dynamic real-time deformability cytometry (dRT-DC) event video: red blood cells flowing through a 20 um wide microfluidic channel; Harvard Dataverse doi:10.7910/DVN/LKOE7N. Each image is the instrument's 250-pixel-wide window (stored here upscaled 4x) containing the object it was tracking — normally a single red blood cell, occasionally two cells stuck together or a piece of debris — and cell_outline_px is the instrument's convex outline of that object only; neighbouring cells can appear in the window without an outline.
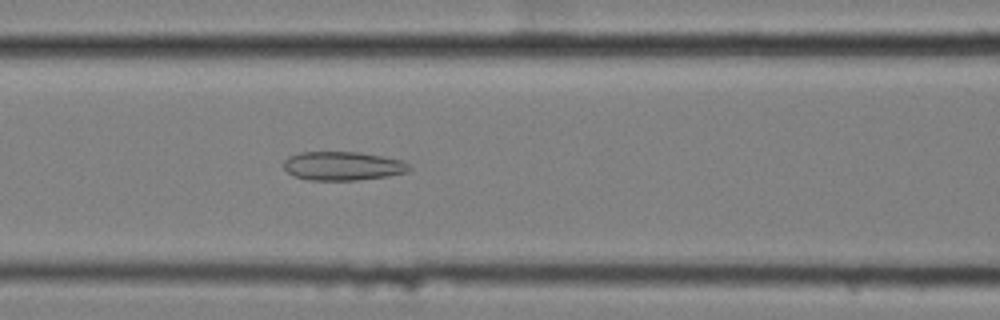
{"species": "common noctule bat (a hibernating species)", "species_latin": "Nyctalus noctula", "temperature_condition": "cold", "stored_images_in_passage": 57, "camera_frame_rate_fps": 3000, "um_per_image_px": 0.085, "animal": {"sex": "female", "body_mass_g": 25.1}, "frame": {"image": 1, "passage_image": 23, "time_ms": 7.333, "image_size_px": [1000, 320], "cell_outline_px": [[412, 168], [408, 172], [388, 176], [360, 180], [308, 180], [296, 176], [288, 172], [284, 168], [284, 160], [288, 156], [300, 152], [360, 152], [400, 160], [408, 164]], "centroid_in_image_um": [29.13, 14.11], "position_along_channel_um": 137.5, "area_um2": 21.04}}
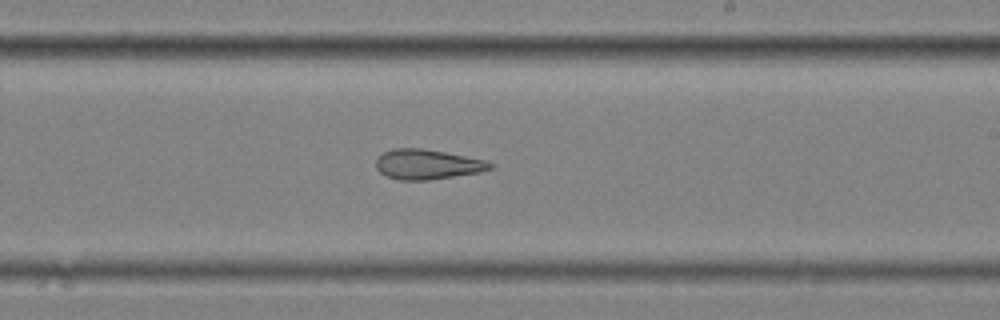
{"frame": {"image": 2, "passage_image": 33, "time_ms": 10.667, "image_size_px": [1000, 320], "cell_outline_px": [[496, 164], [492, 168], [480, 172], [428, 180], [400, 180], [388, 176], [380, 172], [376, 168], [376, 160], [384, 152], [392, 148], [420, 148], [444, 152], [484, 160]], "centroid_in_image_um": [36.32, 13.97], "position_along_channel_um": 252.7, "area_um2": 19.71}}
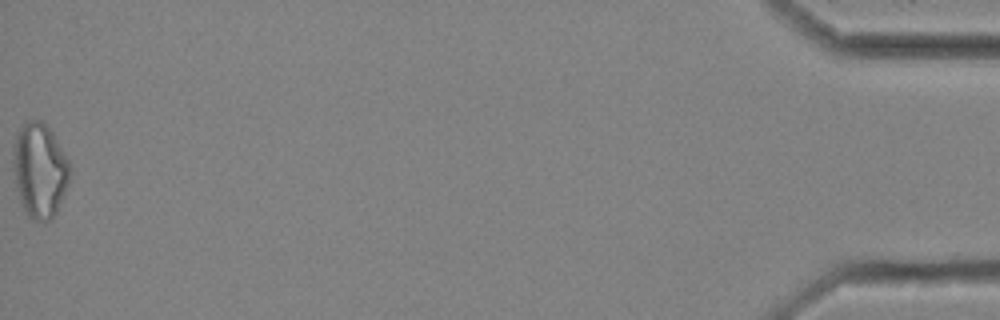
{"frame": {"image": 3, "passage_image": 57, "time_ms": 18.667, "image_size_px": [1000, 320], "cell_outline_px": [[68, 184], [56, 212], [48, 220], [36, 220], [28, 216], [20, 200], [16, 188], [12, 168], [12, 144], [16, 136], [24, 124], [28, 120], [44, 120], [48, 124], [68, 160]], "centroid_in_image_um": [3.33, 14.42], "position_along_channel_um": 431.9, "area_um2": 31.1}, "authors_computed_cell_mechanics": {"area_um2": 24.6806, "velocity_mm_per_s": 3.4629, "shape_relaxation_time_tau1_ms": null, "shape_relaxation_time_tau2_ms": 5.2453, "deformation_change_tau1": null, "deformation_change_tau2": 0.1575}}